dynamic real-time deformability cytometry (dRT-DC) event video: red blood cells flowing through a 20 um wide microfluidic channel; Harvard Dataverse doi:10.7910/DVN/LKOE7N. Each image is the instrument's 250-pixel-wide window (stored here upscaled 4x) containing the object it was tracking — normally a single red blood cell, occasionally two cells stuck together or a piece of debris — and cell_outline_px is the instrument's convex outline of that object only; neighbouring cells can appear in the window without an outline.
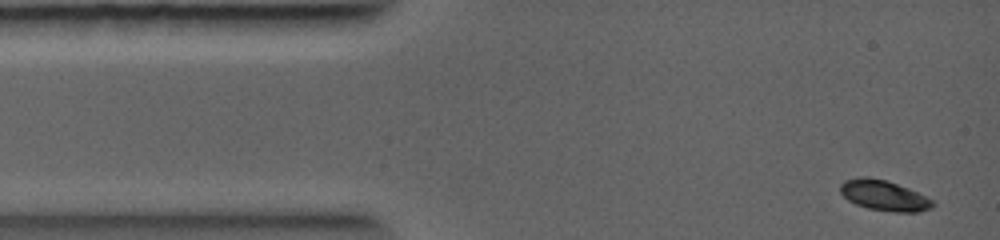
{"species": "common noctule bat (a hibernating species)", "species_latin": "Nyctalus noctula", "temperature_condition": "warm", "stored_images_in_passage": 4, "camera_frame_rate_fps": 5000, "um_per_image_px": 0.085, "animal": {"sex": "female", "body_mass_g": 19.0, "forearm_length_mm": 56.7}, "frame": {"image": 1, "passage_image": 1, "time_ms": 0.0, "image_size_px": [1000, 240], "cell_outline_px": [[936, 204], [932, 208], [916, 212], [896, 212], [868, 208], [856, 204], [848, 200], [840, 192], [840, 184], [844, 180], [860, 176], [868, 176], [888, 180], [908, 188], [932, 200]], "centroid_in_image_um": [75.12, 16.6], "position_along_channel_um": 9.9, "area_um2": 16.42}}